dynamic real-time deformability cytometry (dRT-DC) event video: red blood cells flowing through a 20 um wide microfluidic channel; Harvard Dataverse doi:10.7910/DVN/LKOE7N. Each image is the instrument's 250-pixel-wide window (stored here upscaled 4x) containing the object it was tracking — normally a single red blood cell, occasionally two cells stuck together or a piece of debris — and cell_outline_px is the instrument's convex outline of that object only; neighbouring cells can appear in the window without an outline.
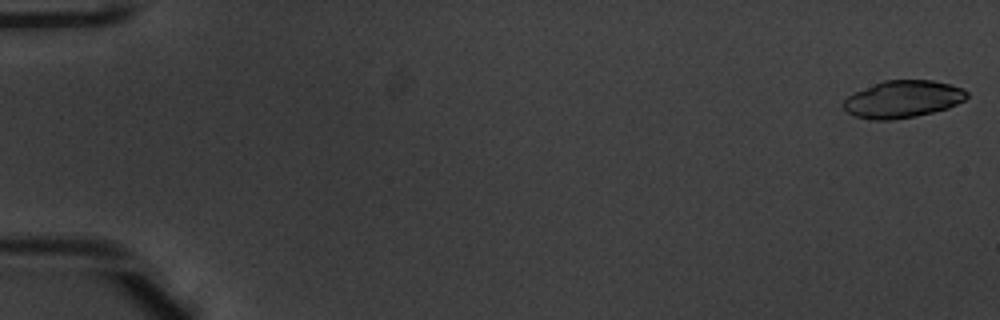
{"species": "common noctule bat (a hibernating species)", "species_latin": "Nyctalus noctula", "temperature_condition": "warm", "stored_images_in_passage": 52, "camera_frame_rate_fps": 3000, "um_per_image_px": 0.085, "animal": {"sex": "male", "body_mass_g": 20.1, "forearm_length_mm": 53.5}, "frame": {"image": 1, "passage_image": 1, "time_ms": 0.0, "image_size_px": [1000, 320], "cell_outline_px": [[968, 96], [964, 100], [948, 108], [916, 116], [892, 120], [872, 120], [856, 116], [848, 112], [840, 104], [848, 96], [856, 92], [884, 80], [932, 80], [964, 88], [968, 92]], "centroid_in_image_um": [76.75, 8.43], "position_along_channel_um": 8.3, "area_um2": 26.65}}